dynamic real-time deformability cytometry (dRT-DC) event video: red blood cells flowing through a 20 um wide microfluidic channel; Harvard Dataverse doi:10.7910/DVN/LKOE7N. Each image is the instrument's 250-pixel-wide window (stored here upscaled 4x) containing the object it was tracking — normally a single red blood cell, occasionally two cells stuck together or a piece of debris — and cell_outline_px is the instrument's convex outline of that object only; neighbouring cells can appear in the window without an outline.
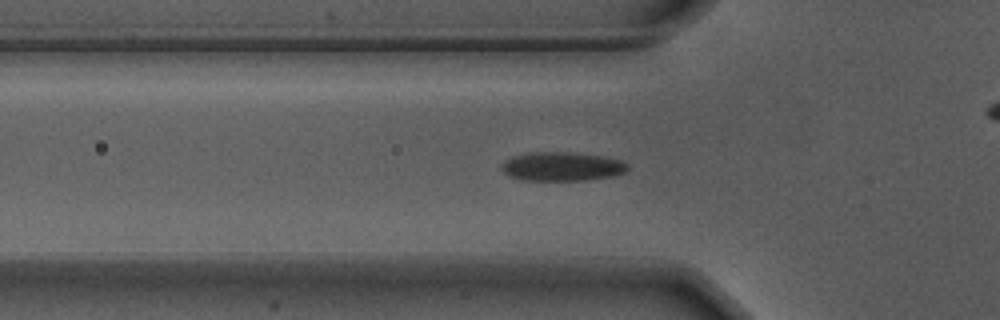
{"species": "Egyptian fruit bat (a non-hibernating species)", "species_latin": "Rousettus aegyptiacus", "temperature_condition": "warm", "stored_images_in_passage": 47, "camera_frame_rate_fps": 3000, "um_per_image_px": 0.085, "animal": {"sex": "male"}, "frame": {"image": 1, "passage_image": 9, "time_ms": 2.667, "image_size_px": [1000, 320], "cell_outline_px": [[628, 168], [624, 172], [612, 176], [588, 180], [520, 180], [508, 176], [504, 172], [500, 164], [504, 160], [512, 156], [532, 152], [564, 152], [600, 156], [620, 160], [628, 164]], "centroid_in_image_um": [47.71, 14.16], "position_along_channel_um": 78.1, "area_um2": 21.15}}
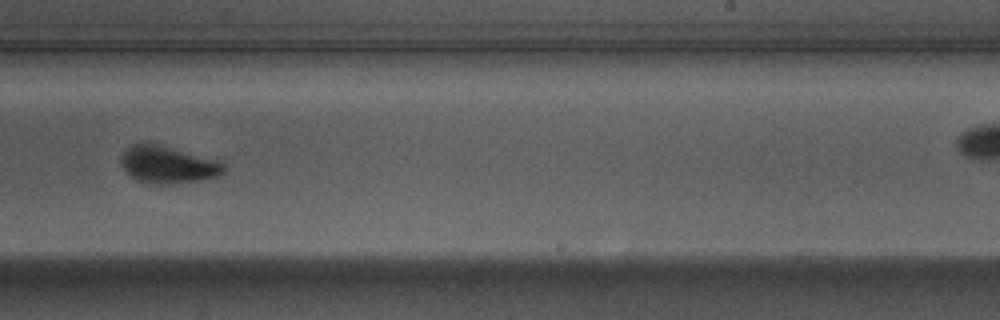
{"frame": {"image": 2, "passage_image": 25, "time_ms": 8.0, "image_size_px": [1000, 320], "cell_outline_px": [[224, 172], [216, 176], [200, 180], [172, 184], [156, 184], [136, 180], [124, 168], [120, 160], [120, 156], [132, 144], [144, 140], [216, 160], [224, 164]], "centroid_in_image_um": [14.22, 13.97], "position_along_channel_um": 274.8, "area_um2": 22.14}}
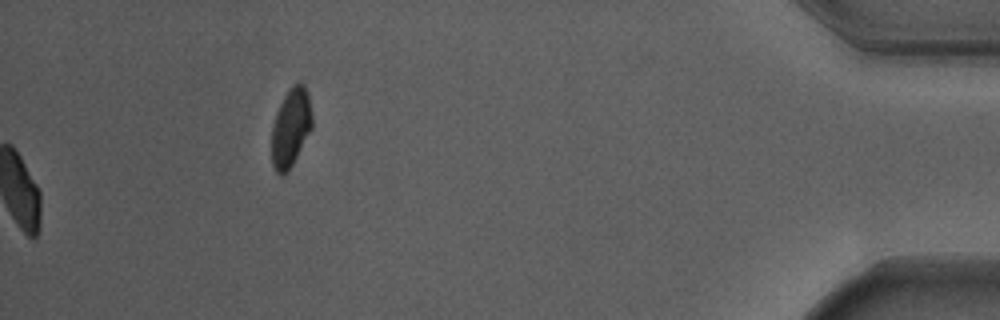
{"frame": {"image": 3, "passage_image": 47, "time_ms": 15.333, "image_size_px": [1000, 320], "cell_outline_px": [[312, 128], [292, 164], [284, 176], [280, 176], [276, 172], [272, 164], [272, 124], [276, 112], [284, 96], [292, 84], [300, 80], [304, 84], [308, 92], [312, 112]], "centroid_in_image_um": [24.72, 10.8], "position_along_channel_um": 410.5, "area_um2": 18.67}, "authors_computed_cell_mechanics": {"area_um2": 21.1548, "velocity_mm_per_s": 3.6864, "shape_relaxation_time_tau1_ms": 3.0479, "shape_relaxation_time_tau2_ms": null, "deformation_change_tau1": 0.1448, "deformation_change_tau2": null}}